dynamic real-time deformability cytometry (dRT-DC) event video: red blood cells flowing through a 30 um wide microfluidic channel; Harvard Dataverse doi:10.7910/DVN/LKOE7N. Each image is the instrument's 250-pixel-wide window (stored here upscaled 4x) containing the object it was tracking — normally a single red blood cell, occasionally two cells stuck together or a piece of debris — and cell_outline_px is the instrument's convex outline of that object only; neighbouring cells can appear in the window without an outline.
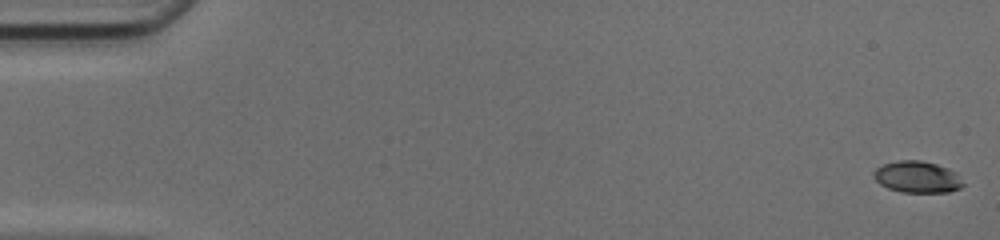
{"species": "common noctule bat (a hibernating species)", "species_latin": "Nyctalus noctula", "temperature_condition": "cold", "stored_images_in_passage": 50, "camera_frame_rate_fps": 3000, "um_per_image_px": 0.085, "animal": {"sex": "female", "body_mass_g": 17.0, "forearm_length_mm": 48.0}, "frame": {"image": 1, "passage_image": 1, "time_ms": 0.0, "image_size_px": [1000, 240], "cell_outline_px": [[964, 184], [960, 188], [948, 192], [900, 192], [888, 188], [880, 184], [872, 176], [872, 172], [876, 168], [884, 164], [900, 160], [920, 160], [936, 164], [948, 168], [956, 172]], "centroid_in_image_um": [77.95, 15.04], "position_along_channel_um": 7.0, "area_um2": 16.47}}
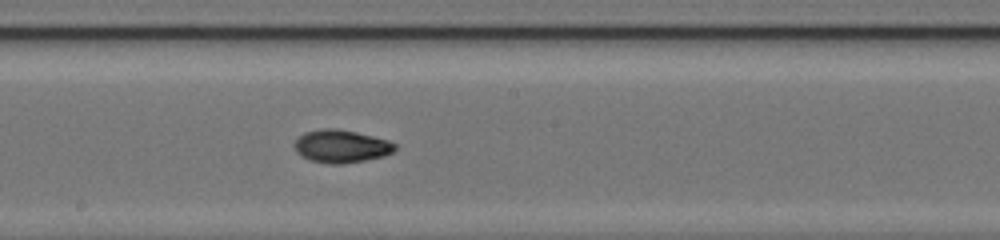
{"frame": {"image": 2, "passage_image": 28, "time_ms": 9.0, "image_size_px": [1000, 240], "cell_outline_px": [[396, 148], [392, 152], [384, 156], [364, 160], [340, 164], [328, 164], [308, 160], [300, 156], [296, 152], [292, 144], [304, 132], [320, 128], [336, 128], [356, 132], [388, 140], [396, 144]], "centroid_in_image_um": [28.95, 12.43], "position_along_channel_um": 219.3, "area_um2": 19.42}}
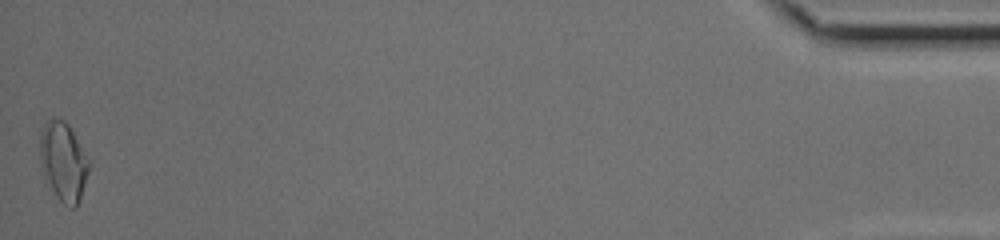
{"frame": {"image": 3, "passage_image": 50, "time_ms": 16.333, "image_size_px": [1000, 240], "cell_outline_px": [[88, 172], [80, 200], [76, 208], [72, 208], [64, 204], [56, 196], [40, 164], [40, 132], [44, 124], [52, 116], [64, 120], [68, 124], [88, 160]], "centroid_in_image_um": [5.37, 13.71], "position_along_channel_um": 429.8, "area_um2": 22.02}, "authors_computed_cell_mechanics": {"area_um2": 18.207, "velocity_mm_per_s": 4.2069, "shape_relaxation_time_tau1_ms": 5.9343, "shape_relaxation_time_tau2_ms": 2.463, "deformation_change_tau1": 0.1808, "deformation_change_tau2": 0.0623}}